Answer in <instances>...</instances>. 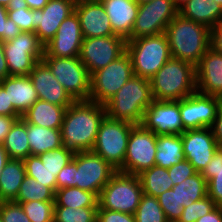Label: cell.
<instances>
[{"mask_svg":"<svg viewBox=\"0 0 222 222\" xmlns=\"http://www.w3.org/2000/svg\"><path fill=\"white\" fill-rule=\"evenodd\" d=\"M105 116L102 104L90 100L74 101L66 109L60 129L63 146L74 153L91 151Z\"/></svg>","mask_w":222,"mask_h":222,"instance_id":"cell-1","label":"cell"},{"mask_svg":"<svg viewBox=\"0 0 222 222\" xmlns=\"http://www.w3.org/2000/svg\"><path fill=\"white\" fill-rule=\"evenodd\" d=\"M165 34L171 57L194 67L212 46V30L206 25L182 17L179 13L167 25Z\"/></svg>","mask_w":222,"mask_h":222,"instance_id":"cell-2","label":"cell"},{"mask_svg":"<svg viewBox=\"0 0 222 222\" xmlns=\"http://www.w3.org/2000/svg\"><path fill=\"white\" fill-rule=\"evenodd\" d=\"M153 101L150 79L134 75L104 104L106 116L141 125Z\"/></svg>","mask_w":222,"mask_h":222,"instance_id":"cell-3","label":"cell"},{"mask_svg":"<svg viewBox=\"0 0 222 222\" xmlns=\"http://www.w3.org/2000/svg\"><path fill=\"white\" fill-rule=\"evenodd\" d=\"M150 84L154 100L179 101L197 91L195 67L171 57L150 78Z\"/></svg>","mask_w":222,"mask_h":222,"instance_id":"cell-4","label":"cell"},{"mask_svg":"<svg viewBox=\"0 0 222 222\" xmlns=\"http://www.w3.org/2000/svg\"><path fill=\"white\" fill-rule=\"evenodd\" d=\"M134 75L150 79L171 58L169 41L165 33L127 40Z\"/></svg>","mask_w":222,"mask_h":222,"instance_id":"cell-5","label":"cell"},{"mask_svg":"<svg viewBox=\"0 0 222 222\" xmlns=\"http://www.w3.org/2000/svg\"><path fill=\"white\" fill-rule=\"evenodd\" d=\"M142 195L143 189L138 175L117 171L100 191L97 209L134 214Z\"/></svg>","mask_w":222,"mask_h":222,"instance_id":"cell-6","label":"cell"},{"mask_svg":"<svg viewBox=\"0 0 222 222\" xmlns=\"http://www.w3.org/2000/svg\"><path fill=\"white\" fill-rule=\"evenodd\" d=\"M134 126L133 123L105 116L100 123L91 151L100 155L119 171L123 167L128 139Z\"/></svg>","mask_w":222,"mask_h":222,"instance_id":"cell-7","label":"cell"},{"mask_svg":"<svg viewBox=\"0 0 222 222\" xmlns=\"http://www.w3.org/2000/svg\"><path fill=\"white\" fill-rule=\"evenodd\" d=\"M42 60L74 101L89 100L91 75L79 57H43Z\"/></svg>","mask_w":222,"mask_h":222,"instance_id":"cell-8","label":"cell"},{"mask_svg":"<svg viewBox=\"0 0 222 222\" xmlns=\"http://www.w3.org/2000/svg\"><path fill=\"white\" fill-rule=\"evenodd\" d=\"M133 76L132 62L129 54L125 52L91 75L89 100L104 105Z\"/></svg>","mask_w":222,"mask_h":222,"instance_id":"cell-9","label":"cell"},{"mask_svg":"<svg viewBox=\"0 0 222 222\" xmlns=\"http://www.w3.org/2000/svg\"><path fill=\"white\" fill-rule=\"evenodd\" d=\"M9 76L29 75L44 55V45L34 32L22 31L14 39L3 42Z\"/></svg>","mask_w":222,"mask_h":222,"instance_id":"cell-10","label":"cell"},{"mask_svg":"<svg viewBox=\"0 0 222 222\" xmlns=\"http://www.w3.org/2000/svg\"><path fill=\"white\" fill-rule=\"evenodd\" d=\"M157 135L135 125L130 132L123 167L119 172L139 175L155 165Z\"/></svg>","mask_w":222,"mask_h":222,"instance_id":"cell-11","label":"cell"},{"mask_svg":"<svg viewBox=\"0 0 222 222\" xmlns=\"http://www.w3.org/2000/svg\"><path fill=\"white\" fill-rule=\"evenodd\" d=\"M116 172L115 168L93 151L75 153V187L81 190L99 196Z\"/></svg>","mask_w":222,"mask_h":222,"instance_id":"cell-12","label":"cell"},{"mask_svg":"<svg viewBox=\"0 0 222 222\" xmlns=\"http://www.w3.org/2000/svg\"><path fill=\"white\" fill-rule=\"evenodd\" d=\"M178 14L172 0H152L139 4L138 14L131 32V39L165 33L167 25Z\"/></svg>","mask_w":222,"mask_h":222,"instance_id":"cell-13","label":"cell"},{"mask_svg":"<svg viewBox=\"0 0 222 222\" xmlns=\"http://www.w3.org/2000/svg\"><path fill=\"white\" fill-rule=\"evenodd\" d=\"M126 45L127 40L118 35L84 38L79 58L92 75L123 55Z\"/></svg>","mask_w":222,"mask_h":222,"instance_id":"cell-14","label":"cell"},{"mask_svg":"<svg viewBox=\"0 0 222 222\" xmlns=\"http://www.w3.org/2000/svg\"><path fill=\"white\" fill-rule=\"evenodd\" d=\"M222 98L194 92L179 100L183 132L188 129L211 128Z\"/></svg>","mask_w":222,"mask_h":222,"instance_id":"cell-15","label":"cell"},{"mask_svg":"<svg viewBox=\"0 0 222 222\" xmlns=\"http://www.w3.org/2000/svg\"><path fill=\"white\" fill-rule=\"evenodd\" d=\"M185 160L202 172L219 148L212 128L188 129L181 133Z\"/></svg>","mask_w":222,"mask_h":222,"instance_id":"cell-16","label":"cell"},{"mask_svg":"<svg viewBox=\"0 0 222 222\" xmlns=\"http://www.w3.org/2000/svg\"><path fill=\"white\" fill-rule=\"evenodd\" d=\"M84 37L74 11L59 26L55 36L44 45L43 57H79Z\"/></svg>","mask_w":222,"mask_h":222,"instance_id":"cell-17","label":"cell"},{"mask_svg":"<svg viewBox=\"0 0 222 222\" xmlns=\"http://www.w3.org/2000/svg\"><path fill=\"white\" fill-rule=\"evenodd\" d=\"M141 125L156 135L181 134L183 125L179 101L154 100L145 110Z\"/></svg>","mask_w":222,"mask_h":222,"instance_id":"cell-18","label":"cell"},{"mask_svg":"<svg viewBox=\"0 0 222 222\" xmlns=\"http://www.w3.org/2000/svg\"><path fill=\"white\" fill-rule=\"evenodd\" d=\"M75 5L66 0H48V3L38 10H33L35 16V34L45 45L57 33L61 23L74 12Z\"/></svg>","mask_w":222,"mask_h":222,"instance_id":"cell-19","label":"cell"},{"mask_svg":"<svg viewBox=\"0 0 222 222\" xmlns=\"http://www.w3.org/2000/svg\"><path fill=\"white\" fill-rule=\"evenodd\" d=\"M28 76L40 100L63 106L66 109L74 102L43 60L34 65Z\"/></svg>","mask_w":222,"mask_h":222,"instance_id":"cell-20","label":"cell"},{"mask_svg":"<svg viewBox=\"0 0 222 222\" xmlns=\"http://www.w3.org/2000/svg\"><path fill=\"white\" fill-rule=\"evenodd\" d=\"M195 71L197 92L222 98V54L211 46Z\"/></svg>","mask_w":222,"mask_h":222,"instance_id":"cell-21","label":"cell"},{"mask_svg":"<svg viewBox=\"0 0 222 222\" xmlns=\"http://www.w3.org/2000/svg\"><path fill=\"white\" fill-rule=\"evenodd\" d=\"M74 11L78 15L84 38L114 36L110 19L100 2H80Z\"/></svg>","mask_w":222,"mask_h":222,"instance_id":"cell-22","label":"cell"},{"mask_svg":"<svg viewBox=\"0 0 222 222\" xmlns=\"http://www.w3.org/2000/svg\"><path fill=\"white\" fill-rule=\"evenodd\" d=\"M101 3L110 19L114 34L130 40L139 4L135 0H104Z\"/></svg>","mask_w":222,"mask_h":222,"instance_id":"cell-23","label":"cell"},{"mask_svg":"<svg viewBox=\"0 0 222 222\" xmlns=\"http://www.w3.org/2000/svg\"><path fill=\"white\" fill-rule=\"evenodd\" d=\"M1 86L8 93L9 104L22 116L39 98L28 75L3 78Z\"/></svg>","mask_w":222,"mask_h":222,"instance_id":"cell-24","label":"cell"},{"mask_svg":"<svg viewBox=\"0 0 222 222\" xmlns=\"http://www.w3.org/2000/svg\"><path fill=\"white\" fill-rule=\"evenodd\" d=\"M66 108L38 99L22 118L30 124L50 129H61Z\"/></svg>","mask_w":222,"mask_h":222,"instance_id":"cell-25","label":"cell"},{"mask_svg":"<svg viewBox=\"0 0 222 222\" xmlns=\"http://www.w3.org/2000/svg\"><path fill=\"white\" fill-rule=\"evenodd\" d=\"M178 13L212 30L222 18V6L214 0H189L178 10Z\"/></svg>","mask_w":222,"mask_h":222,"instance_id":"cell-26","label":"cell"},{"mask_svg":"<svg viewBox=\"0 0 222 222\" xmlns=\"http://www.w3.org/2000/svg\"><path fill=\"white\" fill-rule=\"evenodd\" d=\"M27 138L31 155H40L63 146L61 130L27 123Z\"/></svg>","mask_w":222,"mask_h":222,"instance_id":"cell-27","label":"cell"},{"mask_svg":"<svg viewBox=\"0 0 222 222\" xmlns=\"http://www.w3.org/2000/svg\"><path fill=\"white\" fill-rule=\"evenodd\" d=\"M25 177L24 161L9 159L0 176V202L14 201Z\"/></svg>","mask_w":222,"mask_h":222,"instance_id":"cell-28","label":"cell"},{"mask_svg":"<svg viewBox=\"0 0 222 222\" xmlns=\"http://www.w3.org/2000/svg\"><path fill=\"white\" fill-rule=\"evenodd\" d=\"M183 160L181 134L157 135L155 165L168 169Z\"/></svg>","mask_w":222,"mask_h":222,"instance_id":"cell-29","label":"cell"},{"mask_svg":"<svg viewBox=\"0 0 222 222\" xmlns=\"http://www.w3.org/2000/svg\"><path fill=\"white\" fill-rule=\"evenodd\" d=\"M2 145L9 159L24 160L31 155L27 138V122L22 117L14 122Z\"/></svg>","mask_w":222,"mask_h":222,"instance_id":"cell-30","label":"cell"},{"mask_svg":"<svg viewBox=\"0 0 222 222\" xmlns=\"http://www.w3.org/2000/svg\"><path fill=\"white\" fill-rule=\"evenodd\" d=\"M138 177L143 189V194L149 196L158 198L161 194L173 187V181L169 176L168 169L157 165L144 170Z\"/></svg>","mask_w":222,"mask_h":222,"instance_id":"cell-31","label":"cell"},{"mask_svg":"<svg viewBox=\"0 0 222 222\" xmlns=\"http://www.w3.org/2000/svg\"><path fill=\"white\" fill-rule=\"evenodd\" d=\"M172 190L177 192L178 204L181 207L189 206L208 196V184L200 172L187 178L181 184L174 185Z\"/></svg>","mask_w":222,"mask_h":222,"instance_id":"cell-32","label":"cell"},{"mask_svg":"<svg viewBox=\"0 0 222 222\" xmlns=\"http://www.w3.org/2000/svg\"><path fill=\"white\" fill-rule=\"evenodd\" d=\"M201 175L207 181L208 196L216 206L222 207V148L217 149Z\"/></svg>","mask_w":222,"mask_h":222,"instance_id":"cell-33","label":"cell"},{"mask_svg":"<svg viewBox=\"0 0 222 222\" xmlns=\"http://www.w3.org/2000/svg\"><path fill=\"white\" fill-rule=\"evenodd\" d=\"M54 207H98V196L78 187L61 188L55 192Z\"/></svg>","mask_w":222,"mask_h":222,"instance_id":"cell-34","label":"cell"},{"mask_svg":"<svg viewBox=\"0 0 222 222\" xmlns=\"http://www.w3.org/2000/svg\"><path fill=\"white\" fill-rule=\"evenodd\" d=\"M29 201L55 202V192L41 183L26 175L19 188L16 203Z\"/></svg>","mask_w":222,"mask_h":222,"instance_id":"cell-35","label":"cell"},{"mask_svg":"<svg viewBox=\"0 0 222 222\" xmlns=\"http://www.w3.org/2000/svg\"><path fill=\"white\" fill-rule=\"evenodd\" d=\"M26 175L34 178L37 183L51 188L54 192L57 190V181L55 172L51 171L45 163L41 162L38 155H29L24 160Z\"/></svg>","mask_w":222,"mask_h":222,"instance_id":"cell-36","label":"cell"},{"mask_svg":"<svg viewBox=\"0 0 222 222\" xmlns=\"http://www.w3.org/2000/svg\"><path fill=\"white\" fill-rule=\"evenodd\" d=\"M135 222H167L158 198L143 194L134 213Z\"/></svg>","mask_w":222,"mask_h":222,"instance_id":"cell-37","label":"cell"},{"mask_svg":"<svg viewBox=\"0 0 222 222\" xmlns=\"http://www.w3.org/2000/svg\"><path fill=\"white\" fill-rule=\"evenodd\" d=\"M98 207H54V222H94Z\"/></svg>","mask_w":222,"mask_h":222,"instance_id":"cell-38","label":"cell"},{"mask_svg":"<svg viewBox=\"0 0 222 222\" xmlns=\"http://www.w3.org/2000/svg\"><path fill=\"white\" fill-rule=\"evenodd\" d=\"M19 204L31 222H54L55 202L29 201Z\"/></svg>","mask_w":222,"mask_h":222,"instance_id":"cell-39","label":"cell"},{"mask_svg":"<svg viewBox=\"0 0 222 222\" xmlns=\"http://www.w3.org/2000/svg\"><path fill=\"white\" fill-rule=\"evenodd\" d=\"M74 154L75 153L72 150L65 146H61L58 149L40 154L39 157L41 162L45 163L47 168L55 172L56 177L60 170L73 159Z\"/></svg>","mask_w":222,"mask_h":222,"instance_id":"cell-40","label":"cell"},{"mask_svg":"<svg viewBox=\"0 0 222 222\" xmlns=\"http://www.w3.org/2000/svg\"><path fill=\"white\" fill-rule=\"evenodd\" d=\"M216 207L209 196L183 207L182 214L178 222H196L205 214H208Z\"/></svg>","mask_w":222,"mask_h":222,"instance_id":"cell-41","label":"cell"},{"mask_svg":"<svg viewBox=\"0 0 222 222\" xmlns=\"http://www.w3.org/2000/svg\"><path fill=\"white\" fill-rule=\"evenodd\" d=\"M158 201L168 221H178L180 219L183 207L178 204L176 191L167 190L158 197Z\"/></svg>","mask_w":222,"mask_h":222,"instance_id":"cell-42","label":"cell"},{"mask_svg":"<svg viewBox=\"0 0 222 222\" xmlns=\"http://www.w3.org/2000/svg\"><path fill=\"white\" fill-rule=\"evenodd\" d=\"M8 18L16 23L21 31L35 32V16L29 8L7 10Z\"/></svg>","mask_w":222,"mask_h":222,"instance_id":"cell-43","label":"cell"},{"mask_svg":"<svg viewBox=\"0 0 222 222\" xmlns=\"http://www.w3.org/2000/svg\"><path fill=\"white\" fill-rule=\"evenodd\" d=\"M0 215L3 222H31L21 204L14 201L0 202Z\"/></svg>","mask_w":222,"mask_h":222,"instance_id":"cell-44","label":"cell"},{"mask_svg":"<svg viewBox=\"0 0 222 222\" xmlns=\"http://www.w3.org/2000/svg\"><path fill=\"white\" fill-rule=\"evenodd\" d=\"M21 32L16 23L8 18L6 7L0 5V40L2 42L9 41Z\"/></svg>","mask_w":222,"mask_h":222,"instance_id":"cell-45","label":"cell"},{"mask_svg":"<svg viewBox=\"0 0 222 222\" xmlns=\"http://www.w3.org/2000/svg\"><path fill=\"white\" fill-rule=\"evenodd\" d=\"M168 173L174 186L195 175L197 171L188 160H183L168 168Z\"/></svg>","mask_w":222,"mask_h":222,"instance_id":"cell-46","label":"cell"},{"mask_svg":"<svg viewBox=\"0 0 222 222\" xmlns=\"http://www.w3.org/2000/svg\"><path fill=\"white\" fill-rule=\"evenodd\" d=\"M57 190L75 187V154L73 159L64 166L56 176Z\"/></svg>","mask_w":222,"mask_h":222,"instance_id":"cell-47","label":"cell"},{"mask_svg":"<svg viewBox=\"0 0 222 222\" xmlns=\"http://www.w3.org/2000/svg\"><path fill=\"white\" fill-rule=\"evenodd\" d=\"M98 222H135L134 214L107 209H97Z\"/></svg>","mask_w":222,"mask_h":222,"instance_id":"cell-48","label":"cell"},{"mask_svg":"<svg viewBox=\"0 0 222 222\" xmlns=\"http://www.w3.org/2000/svg\"><path fill=\"white\" fill-rule=\"evenodd\" d=\"M0 116H21L12 104H9L8 93L0 85Z\"/></svg>","mask_w":222,"mask_h":222,"instance_id":"cell-49","label":"cell"},{"mask_svg":"<svg viewBox=\"0 0 222 222\" xmlns=\"http://www.w3.org/2000/svg\"><path fill=\"white\" fill-rule=\"evenodd\" d=\"M22 116H0V144L3 143L14 122Z\"/></svg>","mask_w":222,"mask_h":222,"instance_id":"cell-50","label":"cell"},{"mask_svg":"<svg viewBox=\"0 0 222 222\" xmlns=\"http://www.w3.org/2000/svg\"><path fill=\"white\" fill-rule=\"evenodd\" d=\"M211 128L219 148H222V103L218 108L214 124Z\"/></svg>","mask_w":222,"mask_h":222,"instance_id":"cell-51","label":"cell"},{"mask_svg":"<svg viewBox=\"0 0 222 222\" xmlns=\"http://www.w3.org/2000/svg\"><path fill=\"white\" fill-rule=\"evenodd\" d=\"M212 46L222 54V18L212 29Z\"/></svg>","mask_w":222,"mask_h":222,"instance_id":"cell-52","label":"cell"},{"mask_svg":"<svg viewBox=\"0 0 222 222\" xmlns=\"http://www.w3.org/2000/svg\"><path fill=\"white\" fill-rule=\"evenodd\" d=\"M196 222H222V207L216 206L208 214L197 219Z\"/></svg>","mask_w":222,"mask_h":222,"instance_id":"cell-53","label":"cell"},{"mask_svg":"<svg viewBox=\"0 0 222 222\" xmlns=\"http://www.w3.org/2000/svg\"><path fill=\"white\" fill-rule=\"evenodd\" d=\"M9 76V69L4 54L3 42L0 40V77L6 78Z\"/></svg>","mask_w":222,"mask_h":222,"instance_id":"cell-54","label":"cell"},{"mask_svg":"<svg viewBox=\"0 0 222 222\" xmlns=\"http://www.w3.org/2000/svg\"><path fill=\"white\" fill-rule=\"evenodd\" d=\"M18 8H29L25 0H11L6 9L7 10H18Z\"/></svg>","mask_w":222,"mask_h":222,"instance_id":"cell-55","label":"cell"},{"mask_svg":"<svg viewBox=\"0 0 222 222\" xmlns=\"http://www.w3.org/2000/svg\"><path fill=\"white\" fill-rule=\"evenodd\" d=\"M29 9L38 10L42 9L47 3L48 0H25Z\"/></svg>","mask_w":222,"mask_h":222,"instance_id":"cell-56","label":"cell"},{"mask_svg":"<svg viewBox=\"0 0 222 222\" xmlns=\"http://www.w3.org/2000/svg\"><path fill=\"white\" fill-rule=\"evenodd\" d=\"M9 156L7 154V151L4 149L3 145L0 144V176L2 174V170L5 166V164L8 162Z\"/></svg>","mask_w":222,"mask_h":222,"instance_id":"cell-57","label":"cell"},{"mask_svg":"<svg viewBox=\"0 0 222 222\" xmlns=\"http://www.w3.org/2000/svg\"><path fill=\"white\" fill-rule=\"evenodd\" d=\"M189 0H172L174 6L179 10L183 5H185Z\"/></svg>","mask_w":222,"mask_h":222,"instance_id":"cell-58","label":"cell"},{"mask_svg":"<svg viewBox=\"0 0 222 222\" xmlns=\"http://www.w3.org/2000/svg\"><path fill=\"white\" fill-rule=\"evenodd\" d=\"M11 0H0V5L3 6V7H7L8 3L10 2Z\"/></svg>","mask_w":222,"mask_h":222,"instance_id":"cell-59","label":"cell"},{"mask_svg":"<svg viewBox=\"0 0 222 222\" xmlns=\"http://www.w3.org/2000/svg\"><path fill=\"white\" fill-rule=\"evenodd\" d=\"M66 1L71 2L73 5H78L81 2V0H66Z\"/></svg>","mask_w":222,"mask_h":222,"instance_id":"cell-60","label":"cell"},{"mask_svg":"<svg viewBox=\"0 0 222 222\" xmlns=\"http://www.w3.org/2000/svg\"><path fill=\"white\" fill-rule=\"evenodd\" d=\"M138 4H144V3H147V2H150L152 0H135Z\"/></svg>","mask_w":222,"mask_h":222,"instance_id":"cell-61","label":"cell"},{"mask_svg":"<svg viewBox=\"0 0 222 222\" xmlns=\"http://www.w3.org/2000/svg\"><path fill=\"white\" fill-rule=\"evenodd\" d=\"M104 0H81V2H102Z\"/></svg>","mask_w":222,"mask_h":222,"instance_id":"cell-62","label":"cell"},{"mask_svg":"<svg viewBox=\"0 0 222 222\" xmlns=\"http://www.w3.org/2000/svg\"><path fill=\"white\" fill-rule=\"evenodd\" d=\"M215 2H217L219 5L222 6V0H214Z\"/></svg>","mask_w":222,"mask_h":222,"instance_id":"cell-63","label":"cell"}]
</instances>
